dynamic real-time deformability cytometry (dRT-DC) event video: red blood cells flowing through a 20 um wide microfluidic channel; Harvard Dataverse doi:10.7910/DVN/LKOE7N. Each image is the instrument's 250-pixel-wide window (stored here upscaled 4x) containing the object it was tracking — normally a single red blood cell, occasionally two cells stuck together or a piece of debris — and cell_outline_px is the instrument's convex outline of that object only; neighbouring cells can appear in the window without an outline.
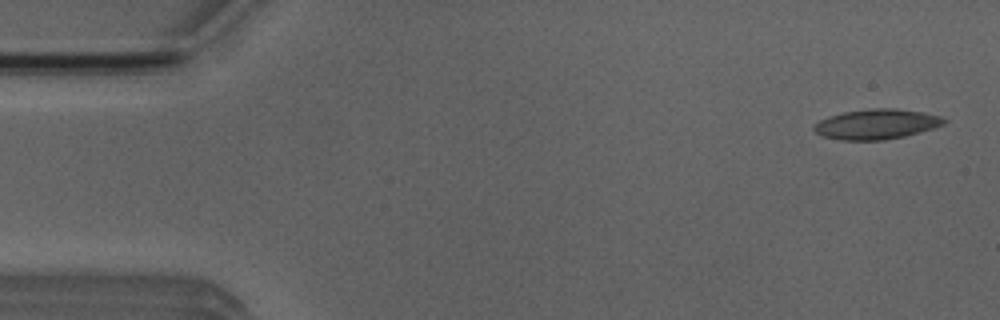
{"species": "Egyptian fruit bat (a non-hibernating species)", "species_latin": "Rousettus aegyptiacus", "temperature_condition": "room temperature", "stored_images_in_passage": 5, "camera_frame_rate_fps": 3000, "um_per_image_px": 0.085, "animal": {"sex": "male"}, "frame": {"image": 1, "passage_image": 1, "time_ms": 0.0, "image_size_px": [1000, 320], "cell_outline_px": [[948, 120], [944, 124], [920, 132], [904, 136], [884, 140], [840, 140], [820, 136], [812, 128], [820, 120], [828, 116], [844, 112], [872, 108], [896, 108], [924, 112], [940, 116]], "centroid_in_image_um": [74.5, 10.55], "position_along_channel_um": 10.5, "area_um2": 22.83}}
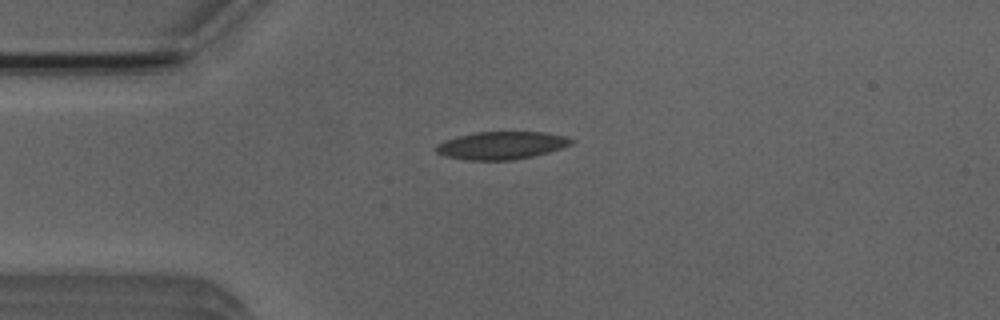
{"frame": {"image": 2, "passage_image": 4, "time_ms": 3.333, "image_size_px": [1000, 320], "cell_outline_px": [[576, 140], [572, 144], [548, 152], [532, 156], [512, 160], [468, 160], [444, 156], [436, 152], [436, 148], [444, 140], [476, 132], [544, 132], [568, 136]], "centroid_in_image_um": [42.67, 12.35], "position_along_channel_um": 42.3, "area_um2": 21.73}}
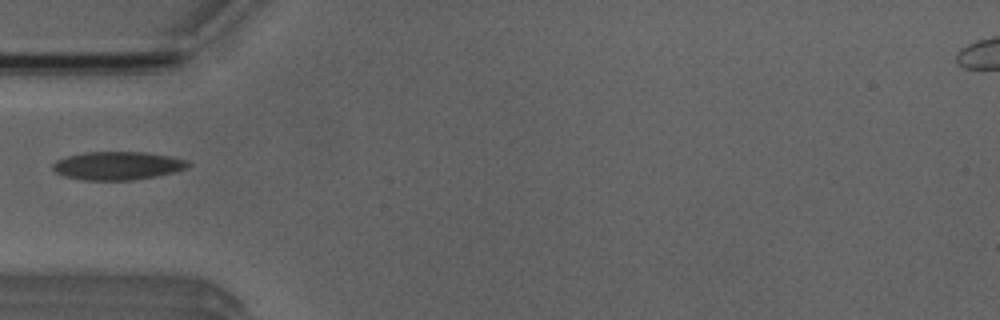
{"frame": {"image": 3, "passage_image": 5, "time_ms": 4.667, "image_size_px": [1000, 320], "cell_outline_px": [[192, 164], [188, 168], [156, 176], [132, 180], [84, 180], [64, 176], [56, 172], [52, 168], [52, 164], [56, 160], [68, 156], [84, 152], [144, 152], [168, 156], [188, 160]], "centroid_in_image_um": [10.0, 14.08], "position_along_channel_um": 75.0, "area_um2": 22.25}}